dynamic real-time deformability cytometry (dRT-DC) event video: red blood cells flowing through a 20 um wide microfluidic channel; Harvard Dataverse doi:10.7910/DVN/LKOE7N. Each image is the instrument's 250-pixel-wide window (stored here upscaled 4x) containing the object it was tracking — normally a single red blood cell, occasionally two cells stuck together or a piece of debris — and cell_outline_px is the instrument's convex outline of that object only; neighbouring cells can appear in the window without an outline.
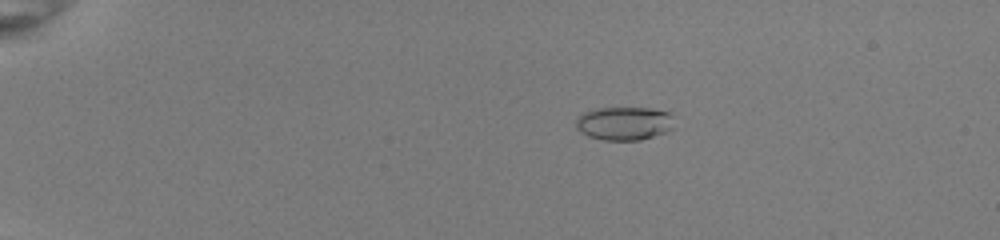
{"species": "common noctule bat (a hibernating species)", "species_latin": "Nyctalus noctula", "temperature_condition": "room temperature", "stored_images_in_passage": 46, "camera_frame_rate_fps": 3000, "um_per_image_px": 0.085, "animal": {"sex": "female", "body_mass_g": 22.0, "forearm_length_mm": 56.7}, "frame": {"image": 1, "passage_image": 5, "time_ms": 1.333, "image_size_px": [1000, 240], "cell_outline_px": [[672, 128], [664, 132], [640, 140], [604, 140], [588, 136], [580, 132], [576, 128], [576, 120], [584, 112], [596, 108], [652, 108], [668, 112], [672, 116]], "centroid_in_image_um": [53.02, 10.48], "position_along_channel_um": 32.0, "area_um2": 19.02}}
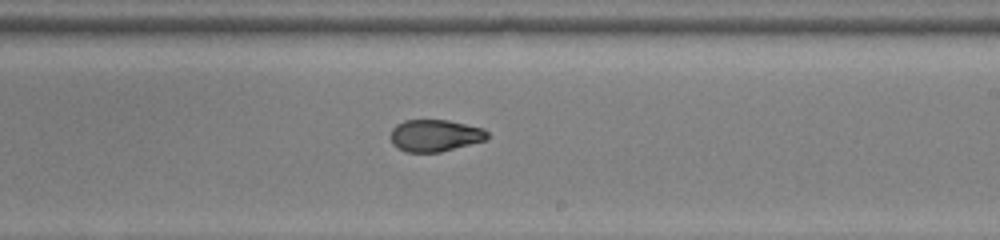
{"frame": {"image": 2, "passage_image": 28, "time_ms": 9.0, "image_size_px": [1000, 240], "cell_outline_px": [[488, 140], [440, 152], [404, 152], [392, 144], [392, 128], [396, 124], [404, 120], [448, 120], [484, 128], [488, 132]], "centroid_in_image_um": [37.0, 11.52], "position_along_channel_um": 252.0, "area_um2": 18.15}}
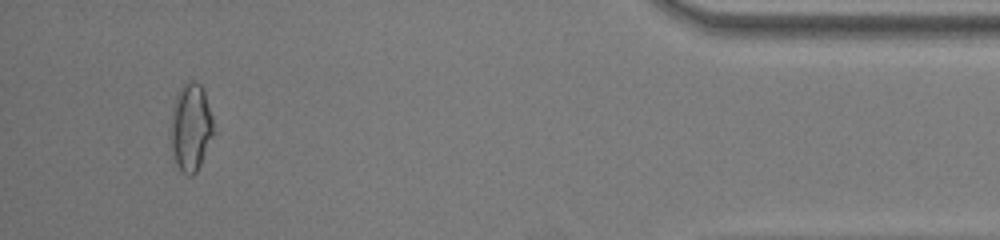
{"frame": {"image": 3, "passage_image": 44, "time_ms": 14.333, "image_size_px": [1000, 240], "cell_outline_px": [[216, 132], [196, 172], [192, 176], [188, 176], [176, 164], [172, 148], [172, 108], [176, 96], [180, 88], [188, 80], [192, 80], [200, 84], [204, 92], [212, 116]], "centroid_in_image_um": [16.26, 10.81], "position_along_channel_um": 418.9, "area_um2": 21.68}, "authors_computed_cell_mechanics": {"area_um2": 19.0451, "velocity_mm_per_s": 4.0349, "shape_relaxation_time_tau1_ms": null, "shape_relaxation_time_tau2_ms": 1.2761, "deformation_change_tau1": null, "deformation_change_tau2": 0.0604}}